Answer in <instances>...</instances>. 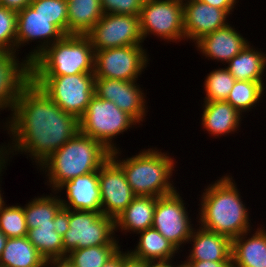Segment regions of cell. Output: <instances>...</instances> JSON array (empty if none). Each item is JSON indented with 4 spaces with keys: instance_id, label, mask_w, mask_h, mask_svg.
I'll return each instance as SVG.
<instances>
[{
    "instance_id": "obj_18",
    "label": "cell",
    "mask_w": 266,
    "mask_h": 267,
    "mask_svg": "<svg viewBox=\"0 0 266 267\" xmlns=\"http://www.w3.org/2000/svg\"><path fill=\"white\" fill-rule=\"evenodd\" d=\"M66 190L65 199L60 198L62 206L70 210H84L101 213L99 172L80 175L63 183L56 192Z\"/></svg>"
},
{
    "instance_id": "obj_44",
    "label": "cell",
    "mask_w": 266,
    "mask_h": 267,
    "mask_svg": "<svg viewBox=\"0 0 266 267\" xmlns=\"http://www.w3.org/2000/svg\"><path fill=\"white\" fill-rule=\"evenodd\" d=\"M9 157L6 155V153L3 151V149L1 148L0 149V177H1V172L3 171V169H5L6 164L8 163L9 161ZM1 179V178H0ZM2 181H0L1 183ZM1 186V185H0ZM1 187H0V205L2 204V202L4 201V197H3V194L1 193Z\"/></svg>"
},
{
    "instance_id": "obj_1",
    "label": "cell",
    "mask_w": 266,
    "mask_h": 267,
    "mask_svg": "<svg viewBox=\"0 0 266 267\" xmlns=\"http://www.w3.org/2000/svg\"><path fill=\"white\" fill-rule=\"evenodd\" d=\"M10 115L3 128L12 143L3 144V151L10 158L17 153L29 155L37 167L80 131L79 119L64 112L32 81Z\"/></svg>"
},
{
    "instance_id": "obj_36",
    "label": "cell",
    "mask_w": 266,
    "mask_h": 267,
    "mask_svg": "<svg viewBox=\"0 0 266 267\" xmlns=\"http://www.w3.org/2000/svg\"><path fill=\"white\" fill-rule=\"evenodd\" d=\"M145 0H101L104 14L140 15Z\"/></svg>"
},
{
    "instance_id": "obj_34",
    "label": "cell",
    "mask_w": 266,
    "mask_h": 267,
    "mask_svg": "<svg viewBox=\"0 0 266 267\" xmlns=\"http://www.w3.org/2000/svg\"><path fill=\"white\" fill-rule=\"evenodd\" d=\"M30 6L68 35L67 0H32Z\"/></svg>"
},
{
    "instance_id": "obj_2",
    "label": "cell",
    "mask_w": 266,
    "mask_h": 267,
    "mask_svg": "<svg viewBox=\"0 0 266 267\" xmlns=\"http://www.w3.org/2000/svg\"><path fill=\"white\" fill-rule=\"evenodd\" d=\"M204 191L198 204L200 217L198 216L197 225L231 240L252 230L248 208L243 203L232 176L219 177Z\"/></svg>"
},
{
    "instance_id": "obj_32",
    "label": "cell",
    "mask_w": 266,
    "mask_h": 267,
    "mask_svg": "<svg viewBox=\"0 0 266 267\" xmlns=\"http://www.w3.org/2000/svg\"><path fill=\"white\" fill-rule=\"evenodd\" d=\"M235 81L226 67L214 69L205 78L203 102L226 101Z\"/></svg>"
},
{
    "instance_id": "obj_25",
    "label": "cell",
    "mask_w": 266,
    "mask_h": 267,
    "mask_svg": "<svg viewBox=\"0 0 266 267\" xmlns=\"http://www.w3.org/2000/svg\"><path fill=\"white\" fill-rule=\"evenodd\" d=\"M139 242L134 250H128L134 258L144 261H164L174 259L179 250L155 228L151 227L139 233Z\"/></svg>"
},
{
    "instance_id": "obj_41",
    "label": "cell",
    "mask_w": 266,
    "mask_h": 267,
    "mask_svg": "<svg viewBox=\"0 0 266 267\" xmlns=\"http://www.w3.org/2000/svg\"><path fill=\"white\" fill-rule=\"evenodd\" d=\"M192 267H232L231 261H187Z\"/></svg>"
},
{
    "instance_id": "obj_42",
    "label": "cell",
    "mask_w": 266,
    "mask_h": 267,
    "mask_svg": "<svg viewBox=\"0 0 266 267\" xmlns=\"http://www.w3.org/2000/svg\"><path fill=\"white\" fill-rule=\"evenodd\" d=\"M128 255V250L123 252L120 248L102 267H121L122 261Z\"/></svg>"
},
{
    "instance_id": "obj_35",
    "label": "cell",
    "mask_w": 266,
    "mask_h": 267,
    "mask_svg": "<svg viewBox=\"0 0 266 267\" xmlns=\"http://www.w3.org/2000/svg\"><path fill=\"white\" fill-rule=\"evenodd\" d=\"M17 12L0 6V49L16 52Z\"/></svg>"
},
{
    "instance_id": "obj_43",
    "label": "cell",
    "mask_w": 266,
    "mask_h": 267,
    "mask_svg": "<svg viewBox=\"0 0 266 267\" xmlns=\"http://www.w3.org/2000/svg\"><path fill=\"white\" fill-rule=\"evenodd\" d=\"M121 267H148V262L134 258L130 254L122 261Z\"/></svg>"
},
{
    "instance_id": "obj_4",
    "label": "cell",
    "mask_w": 266,
    "mask_h": 267,
    "mask_svg": "<svg viewBox=\"0 0 266 267\" xmlns=\"http://www.w3.org/2000/svg\"><path fill=\"white\" fill-rule=\"evenodd\" d=\"M119 151L120 149L110 152V156L124 170L135 196L161 197L177 190L173 181H170L176 162L167 152H159L156 147L149 148L121 160Z\"/></svg>"
},
{
    "instance_id": "obj_8",
    "label": "cell",
    "mask_w": 266,
    "mask_h": 267,
    "mask_svg": "<svg viewBox=\"0 0 266 267\" xmlns=\"http://www.w3.org/2000/svg\"><path fill=\"white\" fill-rule=\"evenodd\" d=\"M62 238L63 257L75 249L119 245L115 237V220L93 211L69 209V229Z\"/></svg>"
},
{
    "instance_id": "obj_12",
    "label": "cell",
    "mask_w": 266,
    "mask_h": 267,
    "mask_svg": "<svg viewBox=\"0 0 266 267\" xmlns=\"http://www.w3.org/2000/svg\"><path fill=\"white\" fill-rule=\"evenodd\" d=\"M177 191L157 197L152 227L180 250L182 244L188 242L194 228L186 211V203Z\"/></svg>"
},
{
    "instance_id": "obj_19",
    "label": "cell",
    "mask_w": 266,
    "mask_h": 267,
    "mask_svg": "<svg viewBox=\"0 0 266 267\" xmlns=\"http://www.w3.org/2000/svg\"><path fill=\"white\" fill-rule=\"evenodd\" d=\"M248 43L239 31L228 24L202 37L195 43V47L208 60L211 58L223 64L240 53Z\"/></svg>"
},
{
    "instance_id": "obj_24",
    "label": "cell",
    "mask_w": 266,
    "mask_h": 267,
    "mask_svg": "<svg viewBox=\"0 0 266 267\" xmlns=\"http://www.w3.org/2000/svg\"><path fill=\"white\" fill-rule=\"evenodd\" d=\"M249 43L225 66L235 80L265 82L266 54Z\"/></svg>"
},
{
    "instance_id": "obj_16",
    "label": "cell",
    "mask_w": 266,
    "mask_h": 267,
    "mask_svg": "<svg viewBox=\"0 0 266 267\" xmlns=\"http://www.w3.org/2000/svg\"><path fill=\"white\" fill-rule=\"evenodd\" d=\"M0 49V111L11 113L21 91L31 82V62Z\"/></svg>"
},
{
    "instance_id": "obj_26",
    "label": "cell",
    "mask_w": 266,
    "mask_h": 267,
    "mask_svg": "<svg viewBox=\"0 0 266 267\" xmlns=\"http://www.w3.org/2000/svg\"><path fill=\"white\" fill-rule=\"evenodd\" d=\"M68 35H87L103 17L101 0H67Z\"/></svg>"
},
{
    "instance_id": "obj_29",
    "label": "cell",
    "mask_w": 266,
    "mask_h": 267,
    "mask_svg": "<svg viewBox=\"0 0 266 267\" xmlns=\"http://www.w3.org/2000/svg\"><path fill=\"white\" fill-rule=\"evenodd\" d=\"M264 85V82L236 80L226 101L241 114L249 112L263 99L266 89Z\"/></svg>"
},
{
    "instance_id": "obj_27",
    "label": "cell",
    "mask_w": 266,
    "mask_h": 267,
    "mask_svg": "<svg viewBox=\"0 0 266 267\" xmlns=\"http://www.w3.org/2000/svg\"><path fill=\"white\" fill-rule=\"evenodd\" d=\"M45 258L25 237L8 238L0 256V267H43Z\"/></svg>"
},
{
    "instance_id": "obj_33",
    "label": "cell",
    "mask_w": 266,
    "mask_h": 267,
    "mask_svg": "<svg viewBox=\"0 0 266 267\" xmlns=\"http://www.w3.org/2000/svg\"><path fill=\"white\" fill-rule=\"evenodd\" d=\"M0 230L8 237H25L28 227L25 220L23 206H7L3 201L0 205Z\"/></svg>"
},
{
    "instance_id": "obj_21",
    "label": "cell",
    "mask_w": 266,
    "mask_h": 267,
    "mask_svg": "<svg viewBox=\"0 0 266 267\" xmlns=\"http://www.w3.org/2000/svg\"><path fill=\"white\" fill-rule=\"evenodd\" d=\"M250 232L232 240V267H266V229L257 227L252 236Z\"/></svg>"
},
{
    "instance_id": "obj_10",
    "label": "cell",
    "mask_w": 266,
    "mask_h": 267,
    "mask_svg": "<svg viewBox=\"0 0 266 267\" xmlns=\"http://www.w3.org/2000/svg\"><path fill=\"white\" fill-rule=\"evenodd\" d=\"M149 58L143 45H130L95 51V78L137 81L148 66Z\"/></svg>"
},
{
    "instance_id": "obj_15",
    "label": "cell",
    "mask_w": 266,
    "mask_h": 267,
    "mask_svg": "<svg viewBox=\"0 0 266 267\" xmlns=\"http://www.w3.org/2000/svg\"><path fill=\"white\" fill-rule=\"evenodd\" d=\"M94 93L98 98L113 102L120 110L130 115L138 125L145 120L148 109L146 95L136 81L95 78Z\"/></svg>"
},
{
    "instance_id": "obj_37",
    "label": "cell",
    "mask_w": 266,
    "mask_h": 267,
    "mask_svg": "<svg viewBox=\"0 0 266 267\" xmlns=\"http://www.w3.org/2000/svg\"><path fill=\"white\" fill-rule=\"evenodd\" d=\"M54 218L56 226L55 231L63 237L66 231L69 229V209L62 207Z\"/></svg>"
},
{
    "instance_id": "obj_28",
    "label": "cell",
    "mask_w": 266,
    "mask_h": 267,
    "mask_svg": "<svg viewBox=\"0 0 266 267\" xmlns=\"http://www.w3.org/2000/svg\"><path fill=\"white\" fill-rule=\"evenodd\" d=\"M53 194L35 197L23 206L25 220L28 229L39 227L40 225H52L55 215L63 207L60 196L56 191ZM59 197V198H58Z\"/></svg>"
},
{
    "instance_id": "obj_17",
    "label": "cell",
    "mask_w": 266,
    "mask_h": 267,
    "mask_svg": "<svg viewBox=\"0 0 266 267\" xmlns=\"http://www.w3.org/2000/svg\"><path fill=\"white\" fill-rule=\"evenodd\" d=\"M234 10H223L200 0L183 3L185 40L194 43L202 37L227 26V18Z\"/></svg>"
},
{
    "instance_id": "obj_5",
    "label": "cell",
    "mask_w": 266,
    "mask_h": 267,
    "mask_svg": "<svg viewBox=\"0 0 266 267\" xmlns=\"http://www.w3.org/2000/svg\"><path fill=\"white\" fill-rule=\"evenodd\" d=\"M95 51L87 35H65L31 62V76L94 73Z\"/></svg>"
},
{
    "instance_id": "obj_22",
    "label": "cell",
    "mask_w": 266,
    "mask_h": 267,
    "mask_svg": "<svg viewBox=\"0 0 266 267\" xmlns=\"http://www.w3.org/2000/svg\"><path fill=\"white\" fill-rule=\"evenodd\" d=\"M203 105L201 124L209 135L219 138L239 130L243 115L227 101L204 102Z\"/></svg>"
},
{
    "instance_id": "obj_6",
    "label": "cell",
    "mask_w": 266,
    "mask_h": 267,
    "mask_svg": "<svg viewBox=\"0 0 266 267\" xmlns=\"http://www.w3.org/2000/svg\"><path fill=\"white\" fill-rule=\"evenodd\" d=\"M37 85L64 112L80 119L95 95L94 73L65 76H31Z\"/></svg>"
},
{
    "instance_id": "obj_30",
    "label": "cell",
    "mask_w": 266,
    "mask_h": 267,
    "mask_svg": "<svg viewBox=\"0 0 266 267\" xmlns=\"http://www.w3.org/2000/svg\"><path fill=\"white\" fill-rule=\"evenodd\" d=\"M55 227L54 218L52 225L28 229V240L45 259L63 257V238L55 231Z\"/></svg>"
},
{
    "instance_id": "obj_40",
    "label": "cell",
    "mask_w": 266,
    "mask_h": 267,
    "mask_svg": "<svg viewBox=\"0 0 266 267\" xmlns=\"http://www.w3.org/2000/svg\"><path fill=\"white\" fill-rule=\"evenodd\" d=\"M200 1L223 10H234L236 3H238L237 0H200Z\"/></svg>"
},
{
    "instance_id": "obj_7",
    "label": "cell",
    "mask_w": 266,
    "mask_h": 267,
    "mask_svg": "<svg viewBox=\"0 0 266 267\" xmlns=\"http://www.w3.org/2000/svg\"><path fill=\"white\" fill-rule=\"evenodd\" d=\"M138 123L113 102L94 95L84 115L79 119L80 132L100 142L109 152L118 150L115 136Z\"/></svg>"
},
{
    "instance_id": "obj_14",
    "label": "cell",
    "mask_w": 266,
    "mask_h": 267,
    "mask_svg": "<svg viewBox=\"0 0 266 267\" xmlns=\"http://www.w3.org/2000/svg\"><path fill=\"white\" fill-rule=\"evenodd\" d=\"M64 36L65 34L56 25L38 14L31 6L17 12L16 51H20L18 49L29 42L39 39V45L25 57L29 62Z\"/></svg>"
},
{
    "instance_id": "obj_46",
    "label": "cell",
    "mask_w": 266,
    "mask_h": 267,
    "mask_svg": "<svg viewBox=\"0 0 266 267\" xmlns=\"http://www.w3.org/2000/svg\"><path fill=\"white\" fill-rule=\"evenodd\" d=\"M8 237L0 230V256L5 248Z\"/></svg>"
},
{
    "instance_id": "obj_39",
    "label": "cell",
    "mask_w": 266,
    "mask_h": 267,
    "mask_svg": "<svg viewBox=\"0 0 266 267\" xmlns=\"http://www.w3.org/2000/svg\"><path fill=\"white\" fill-rule=\"evenodd\" d=\"M43 267H75L67 257L47 258Z\"/></svg>"
},
{
    "instance_id": "obj_23",
    "label": "cell",
    "mask_w": 266,
    "mask_h": 267,
    "mask_svg": "<svg viewBox=\"0 0 266 267\" xmlns=\"http://www.w3.org/2000/svg\"><path fill=\"white\" fill-rule=\"evenodd\" d=\"M157 197L135 196L127 208L115 219V231L139 233L153 225Z\"/></svg>"
},
{
    "instance_id": "obj_47",
    "label": "cell",
    "mask_w": 266,
    "mask_h": 267,
    "mask_svg": "<svg viewBox=\"0 0 266 267\" xmlns=\"http://www.w3.org/2000/svg\"><path fill=\"white\" fill-rule=\"evenodd\" d=\"M181 263L177 264L176 267H192V265L189 262H187L186 260L184 262L181 261Z\"/></svg>"
},
{
    "instance_id": "obj_11",
    "label": "cell",
    "mask_w": 266,
    "mask_h": 267,
    "mask_svg": "<svg viewBox=\"0 0 266 267\" xmlns=\"http://www.w3.org/2000/svg\"><path fill=\"white\" fill-rule=\"evenodd\" d=\"M87 36L94 51L144 43L139 15L104 14Z\"/></svg>"
},
{
    "instance_id": "obj_48",
    "label": "cell",
    "mask_w": 266,
    "mask_h": 267,
    "mask_svg": "<svg viewBox=\"0 0 266 267\" xmlns=\"http://www.w3.org/2000/svg\"><path fill=\"white\" fill-rule=\"evenodd\" d=\"M172 1H177V2H180V3H184V1L188 2L189 0H172Z\"/></svg>"
},
{
    "instance_id": "obj_31",
    "label": "cell",
    "mask_w": 266,
    "mask_h": 267,
    "mask_svg": "<svg viewBox=\"0 0 266 267\" xmlns=\"http://www.w3.org/2000/svg\"><path fill=\"white\" fill-rule=\"evenodd\" d=\"M120 248V245L91 246L72 250L66 257L75 267H102Z\"/></svg>"
},
{
    "instance_id": "obj_9",
    "label": "cell",
    "mask_w": 266,
    "mask_h": 267,
    "mask_svg": "<svg viewBox=\"0 0 266 267\" xmlns=\"http://www.w3.org/2000/svg\"><path fill=\"white\" fill-rule=\"evenodd\" d=\"M143 40L150 34L167 42L185 39L183 3L172 0H145L140 12Z\"/></svg>"
},
{
    "instance_id": "obj_38",
    "label": "cell",
    "mask_w": 266,
    "mask_h": 267,
    "mask_svg": "<svg viewBox=\"0 0 266 267\" xmlns=\"http://www.w3.org/2000/svg\"><path fill=\"white\" fill-rule=\"evenodd\" d=\"M32 0H0V6L16 12L23 10L25 7L30 6Z\"/></svg>"
},
{
    "instance_id": "obj_13",
    "label": "cell",
    "mask_w": 266,
    "mask_h": 267,
    "mask_svg": "<svg viewBox=\"0 0 266 267\" xmlns=\"http://www.w3.org/2000/svg\"><path fill=\"white\" fill-rule=\"evenodd\" d=\"M101 214L116 219L135 197L122 167L110 156L99 169Z\"/></svg>"
},
{
    "instance_id": "obj_3",
    "label": "cell",
    "mask_w": 266,
    "mask_h": 267,
    "mask_svg": "<svg viewBox=\"0 0 266 267\" xmlns=\"http://www.w3.org/2000/svg\"><path fill=\"white\" fill-rule=\"evenodd\" d=\"M110 152L96 139L80 131L61 148L52 153L40 166L47 172L46 180L52 192L77 176L99 172Z\"/></svg>"
},
{
    "instance_id": "obj_20",
    "label": "cell",
    "mask_w": 266,
    "mask_h": 267,
    "mask_svg": "<svg viewBox=\"0 0 266 267\" xmlns=\"http://www.w3.org/2000/svg\"><path fill=\"white\" fill-rule=\"evenodd\" d=\"M190 249L186 261H231L232 240L199 226L194 228L188 243Z\"/></svg>"
},
{
    "instance_id": "obj_45",
    "label": "cell",
    "mask_w": 266,
    "mask_h": 267,
    "mask_svg": "<svg viewBox=\"0 0 266 267\" xmlns=\"http://www.w3.org/2000/svg\"><path fill=\"white\" fill-rule=\"evenodd\" d=\"M172 262L173 259L164 261H149L148 267H176V263L174 264Z\"/></svg>"
}]
</instances>
